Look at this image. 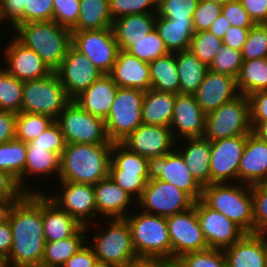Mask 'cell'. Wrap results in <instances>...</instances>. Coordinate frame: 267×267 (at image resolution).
Here are the masks:
<instances>
[{
    "mask_svg": "<svg viewBox=\"0 0 267 267\" xmlns=\"http://www.w3.org/2000/svg\"><path fill=\"white\" fill-rule=\"evenodd\" d=\"M71 101L55 72L24 82L21 112L46 115L56 120Z\"/></svg>",
    "mask_w": 267,
    "mask_h": 267,
    "instance_id": "obj_8",
    "label": "cell"
},
{
    "mask_svg": "<svg viewBox=\"0 0 267 267\" xmlns=\"http://www.w3.org/2000/svg\"><path fill=\"white\" fill-rule=\"evenodd\" d=\"M19 199H0V224H5L9 221V216L12 208Z\"/></svg>",
    "mask_w": 267,
    "mask_h": 267,
    "instance_id": "obj_66",
    "label": "cell"
},
{
    "mask_svg": "<svg viewBox=\"0 0 267 267\" xmlns=\"http://www.w3.org/2000/svg\"><path fill=\"white\" fill-rule=\"evenodd\" d=\"M176 94L149 89L144 93L142 122L146 125L169 127Z\"/></svg>",
    "mask_w": 267,
    "mask_h": 267,
    "instance_id": "obj_34",
    "label": "cell"
},
{
    "mask_svg": "<svg viewBox=\"0 0 267 267\" xmlns=\"http://www.w3.org/2000/svg\"><path fill=\"white\" fill-rule=\"evenodd\" d=\"M254 210V233L267 235V183L251 186Z\"/></svg>",
    "mask_w": 267,
    "mask_h": 267,
    "instance_id": "obj_50",
    "label": "cell"
},
{
    "mask_svg": "<svg viewBox=\"0 0 267 267\" xmlns=\"http://www.w3.org/2000/svg\"><path fill=\"white\" fill-rule=\"evenodd\" d=\"M2 55L6 66L3 63L1 66L23 82L44 78L52 72L34 50L27 48L13 34L4 44Z\"/></svg>",
    "mask_w": 267,
    "mask_h": 267,
    "instance_id": "obj_20",
    "label": "cell"
},
{
    "mask_svg": "<svg viewBox=\"0 0 267 267\" xmlns=\"http://www.w3.org/2000/svg\"><path fill=\"white\" fill-rule=\"evenodd\" d=\"M149 180L159 179L187 193L195 202L202 198L203 188L193 178L180 152L174 148L163 156L148 158Z\"/></svg>",
    "mask_w": 267,
    "mask_h": 267,
    "instance_id": "obj_15",
    "label": "cell"
},
{
    "mask_svg": "<svg viewBox=\"0 0 267 267\" xmlns=\"http://www.w3.org/2000/svg\"><path fill=\"white\" fill-rule=\"evenodd\" d=\"M193 95L201 110L207 115L240 95L237 78L208 70Z\"/></svg>",
    "mask_w": 267,
    "mask_h": 267,
    "instance_id": "obj_23",
    "label": "cell"
},
{
    "mask_svg": "<svg viewBox=\"0 0 267 267\" xmlns=\"http://www.w3.org/2000/svg\"><path fill=\"white\" fill-rule=\"evenodd\" d=\"M65 145L66 143L62 131L58 123L54 121L34 141L28 143L27 147L47 148V151L56 152L61 156Z\"/></svg>",
    "mask_w": 267,
    "mask_h": 267,
    "instance_id": "obj_52",
    "label": "cell"
},
{
    "mask_svg": "<svg viewBox=\"0 0 267 267\" xmlns=\"http://www.w3.org/2000/svg\"><path fill=\"white\" fill-rule=\"evenodd\" d=\"M127 220L138 257L172 259V246L166 217L134 208Z\"/></svg>",
    "mask_w": 267,
    "mask_h": 267,
    "instance_id": "obj_6",
    "label": "cell"
},
{
    "mask_svg": "<svg viewBox=\"0 0 267 267\" xmlns=\"http://www.w3.org/2000/svg\"><path fill=\"white\" fill-rule=\"evenodd\" d=\"M255 24H267V0H239Z\"/></svg>",
    "mask_w": 267,
    "mask_h": 267,
    "instance_id": "obj_60",
    "label": "cell"
},
{
    "mask_svg": "<svg viewBox=\"0 0 267 267\" xmlns=\"http://www.w3.org/2000/svg\"><path fill=\"white\" fill-rule=\"evenodd\" d=\"M221 9L222 6L219 4L199 1L192 17L195 32L208 30L220 15Z\"/></svg>",
    "mask_w": 267,
    "mask_h": 267,
    "instance_id": "obj_53",
    "label": "cell"
},
{
    "mask_svg": "<svg viewBox=\"0 0 267 267\" xmlns=\"http://www.w3.org/2000/svg\"><path fill=\"white\" fill-rule=\"evenodd\" d=\"M200 1H204V2H212V3L219 4V5L223 6V5H225L228 1H231V0H200Z\"/></svg>",
    "mask_w": 267,
    "mask_h": 267,
    "instance_id": "obj_70",
    "label": "cell"
},
{
    "mask_svg": "<svg viewBox=\"0 0 267 267\" xmlns=\"http://www.w3.org/2000/svg\"><path fill=\"white\" fill-rule=\"evenodd\" d=\"M175 148L184 158L186 166L199 185L202 188L208 186L211 142L203 137L184 139L176 142Z\"/></svg>",
    "mask_w": 267,
    "mask_h": 267,
    "instance_id": "obj_30",
    "label": "cell"
},
{
    "mask_svg": "<svg viewBox=\"0 0 267 267\" xmlns=\"http://www.w3.org/2000/svg\"><path fill=\"white\" fill-rule=\"evenodd\" d=\"M250 104V120L252 129L267 120V90L257 91L247 96Z\"/></svg>",
    "mask_w": 267,
    "mask_h": 267,
    "instance_id": "obj_57",
    "label": "cell"
},
{
    "mask_svg": "<svg viewBox=\"0 0 267 267\" xmlns=\"http://www.w3.org/2000/svg\"><path fill=\"white\" fill-rule=\"evenodd\" d=\"M251 132L249 100L240 94L206 115L203 138L212 142Z\"/></svg>",
    "mask_w": 267,
    "mask_h": 267,
    "instance_id": "obj_7",
    "label": "cell"
},
{
    "mask_svg": "<svg viewBox=\"0 0 267 267\" xmlns=\"http://www.w3.org/2000/svg\"><path fill=\"white\" fill-rule=\"evenodd\" d=\"M125 267H165V259L137 257L129 262Z\"/></svg>",
    "mask_w": 267,
    "mask_h": 267,
    "instance_id": "obj_65",
    "label": "cell"
},
{
    "mask_svg": "<svg viewBox=\"0 0 267 267\" xmlns=\"http://www.w3.org/2000/svg\"><path fill=\"white\" fill-rule=\"evenodd\" d=\"M80 0H53V21L72 30L80 15Z\"/></svg>",
    "mask_w": 267,
    "mask_h": 267,
    "instance_id": "obj_51",
    "label": "cell"
},
{
    "mask_svg": "<svg viewBox=\"0 0 267 267\" xmlns=\"http://www.w3.org/2000/svg\"><path fill=\"white\" fill-rule=\"evenodd\" d=\"M201 200L239 226L246 234L254 233L251 186L243 183H212L203 187Z\"/></svg>",
    "mask_w": 267,
    "mask_h": 267,
    "instance_id": "obj_5",
    "label": "cell"
},
{
    "mask_svg": "<svg viewBox=\"0 0 267 267\" xmlns=\"http://www.w3.org/2000/svg\"><path fill=\"white\" fill-rule=\"evenodd\" d=\"M250 28H241L231 26L222 38L223 44L231 47L232 49L242 51L245 44Z\"/></svg>",
    "mask_w": 267,
    "mask_h": 267,
    "instance_id": "obj_61",
    "label": "cell"
},
{
    "mask_svg": "<svg viewBox=\"0 0 267 267\" xmlns=\"http://www.w3.org/2000/svg\"><path fill=\"white\" fill-rule=\"evenodd\" d=\"M172 246V259H179L190 252L208 249L200 228L195 207L166 217Z\"/></svg>",
    "mask_w": 267,
    "mask_h": 267,
    "instance_id": "obj_16",
    "label": "cell"
},
{
    "mask_svg": "<svg viewBox=\"0 0 267 267\" xmlns=\"http://www.w3.org/2000/svg\"><path fill=\"white\" fill-rule=\"evenodd\" d=\"M54 121L46 115L20 112L16 115L15 139L28 144L34 141Z\"/></svg>",
    "mask_w": 267,
    "mask_h": 267,
    "instance_id": "obj_42",
    "label": "cell"
},
{
    "mask_svg": "<svg viewBox=\"0 0 267 267\" xmlns=\"http://www.w3.org/2000/svg\"><path fill=\"white\" fill-rule=\"evenodd\" d=\"M222 251L227 267H267V235L245 234Z\"/></svg>",
    "mask_w": 267,
    "mask_h": 267,
    "instance_id": "obj_26",
    "label": "cell"
},
{
    "mask_svg": "<svg viewBox=\"0 0 267 267\" xmlns=\"http://www.w3.org/2000/svg\"><path fill=\"white\" fill-rule=\"evenodd\" d=\"M231 23L227 20V18L220 13L217 19L212 23L208 31L213 33L216 37L223 38L226 31L231 27Z\"/></svg>",
    "mask_w": 267,
    "mask_h": 267,
    "instance_id": "obj_64",
    "label": "cell"
},
{
    "mask_svg": "<svg viewBox=\"0 0 267 267\" xmlns=\"http://www.w3.org/2000/svg\"><path fill=\"white\" fill-rule=\"evenodd\" d=\"M206 114L194 95L176 94L170 130L175 142L203 137Z\"/></svg>",
    "mask_w": 267,
    "mask_h": 267,
    "instance_id": "obj_21",
    "label": "cell"
},
{
    "mask_svg": "<svg viewBox=\"0 0 267 267\" xmlns=\"http://www.w3.org/2000/svg\"><path fill=\"white\" fill-rule=\"evenodd\" d=\"M121 143L146 158L166 155L176 144L169 127L146 124H141Z\"/></svg>",
    "mask_w": 267,
    "mask_h": 267,
    "instance_id": "obj_22",
    "label": "cell"
},
{
    "mask_svg": "<svg viewBox=\"0 0 267 267\" xmlns=\"http://www.w3.org/2000/svg\"><path fill=\"white\" fill-rule=\"evenodd\" d=\"M157 0H109L113 20L125 15L156 13Z\"/></svg>",
    "mask_w": 267,
    "mask_h": 267,
    "instance_id": "obj_48",
    "label": "cell"
},
{
    "mask_svg": "<svg viewBox=\"0 0 267 267\" xmlns=\"http://www.w3.org/2000/svg\"><path fill=\"white\" fill-rule=\"evenodd\" d=\"M12 246V231L9 221L0 224V252L7 256Z\"/></svg>",
    "mask_w": 267,
    "mask_h": 267,
    "instance_id": "obj_63",
    "label": "cell"
},
{
    "mask_svg": "<svg viewBox=\"0 0 267 267\" xmlns=\"http://www.w3.org/2000/svg\"><path fill=\"white\" fill-rule=\"evenodd\" d=\"M221 13L227 18L232 26L252 28L255 25L254 21L243 8L239 0L228 1L222 6Z\"/></svg>",
    "mask_w": 267,
    "mask_h": 267,
    "instance_id": "obj_56",
    "label": "cell"
},
{
    "mask_svg": "<svg viewBox=\"0 0 267 267\" xmlns=\"http://www.w3.org/2000/svg\"><path fill=\"white\" fill-rule=\"evenodd\" d=\"M16 113L0 111V144L15 139Z\"/></svg>",
    "mask_w": 267,
    "mask_h": 267,
    "instance_id": "obj_62",
    "label": "cell"
},
{
    "mask_svg": "<svg viewBox=\"0 0 267 267\" xmlns=\"http://www.w3.org/2000/svg\"><path fill=\"white\" fill-rule=\"evenodd\" d=\"M144 93L138 89L118 87L110 112L105 120L106 133L110 142L121 143L143 124Z\"/></svg>",
    "mask_w": 267,
    "mask_h": 267,
    "instance_id": "obj_9",
    "label": "cell"
},
{
    "mask_svg": "<svg viewBox=\"0 0 267 267\" xmlns=\"http://www.w3.org/2000/svg\"><path fill=\"white\" fill-rule=\"evenodd\" d=\"M12 34L27 48L34 50L53 72L71 46V30L55 21L18 24Z\"/></svg>",
    "mask_w": 267,
    "mask_h": 267,
    "instance_id": "obj_4",
    "label": "cell"
},
{
    "mask_svg": "<svg viewBox=\"0 0 267 267\" xmlns=\"http://www.w3.org/2000/svg\"><path fill=\"white\" fill-rule=\"evenodd\" d=\"M252 133L261 140L267 142V120L259 122L253 129Z\"/></svg>",
    "mask_w": 267,
    "mask_h": 267,
    "instance_id": "obj_67",
    "label": "cell"
},
{
    "mask_svg": "<svg viewBox=\"0 0 267 267\" xmlns=\"http://www.w3.org/2000/svg\"><path fill=\"white\" fill-rule=\"evenodd\" d=\"M154 29L170 53L189 50L195 33L193 19L171 20L157 15Z\"/></svg>",
    "mask_w": 267,
    "mask_h": 267,
    "instance_id": "obj_33",
    "label": "cell"
},
{
    "mask_svg": "<svg viewBox=\"0 0 267 267\" xmlns=\"http://www.w3.org/2000/svg\"><path fill=\"white\" fill-rule=\"evenodd\" d=\"M238 182L249 186L267 183V142L252 132L247 134L238 168Z\"/></svg>",
    "mask_w": 267,
    "mask_h": 267,
    "instance_id": "obj_27",
    "label": "cell"
},
{
    "mask_svg": "<svg viewBox=\"0 0 267 267\" xmlns=\"http://www.w3.org/2000/svg\"><path fill=\"white\" fill-rule=\"evenodd\" d=\"M55 121L66 144H113L108 139L105 121L83 110L73 100Z\"/></svg>",
    "mask_w": 267,
    "mask_h": 267,
    "instance_id": "obj_11",
    "label": "cell"
},
{
    "mask_svg": "<svg viewBox=\"0 0 267 267\" xmlns=\"http://www.w3.org/2000/svg\"><path fill=\"white\" fill-rule=\"evenodd\" d=\"M98 222L85 226L86 242L93 249L101 266L125 267L138 257L133 246L130 226L125 218L99 219Z\"/></svg>",
    "mask_w": 267,
    "mask_h": 267,
    "instance_id": "obj_2",
    "label": "cell"
},
{
    "mask_svg": "<svg viewBox=\"0 0 267 267\" xmlns=\"http://www.w3.org/2000/svg\"><path fill=\"white\" fill-rule=\"evenodd\" d=\"M100 264L93 249L87 242L71 256L62 267H99Z\"/></svg>",
    "mask_w": 267,
    "mask_h": 267,
    "instance_id": "obj_58",
    "label": "cell"
},
{
    "mask_svg": "<svg viewBox=\"0 0 267 267\" xmlns=\"http://www.w3.org/2000/svg\"><path fill=\"white\" fill-rule=\"evenodd\" d=\"M222 44V39L208 30L199 31L192 36L189 50L209 67Z\"/></svg>",
    "mask_w": 267,
    "mask_h": 267,
    "instance_id": "obj_44",
    "label": "cell"
},
{
    "mask_svg": "<svg viewBox=\"0 0 267 267\" xmlns=\"http://www.w3.org/2000/svg\"><path fill=\"white\" fill-rule=\"evenodd\" d=\"M52 191L45 193L62 210L77 219L83 226L97 222V210L95 203V190L91 184L74 183L68 181H56ZM48 192V193H47Z\"/></svg>",
    "mask_w": 267,
    "mask_h": 267,
    "instance_id": "obj_13",
    "label": "cell"
},
{
    "mask_svg": "<svg viewBox=\"0 0 267 267\" xmlns=\"http://www.w3.org/2000/svg\"><path fill=\"white\" fill-rule=\"evenodd\" d=\"M112 144H66L58 181L95 185L109 176Z\"/></svg>",
    "mask_w": 267,
    "mask_h": 267,
    "instance_id": "obj_3",
    "label": "cell"
},
{
    "mask_svg": "<svg viewBox=\"0 0 267 267\" xmlns=\"http://www.w3.org/2000/svg\"><path fill=\"white\" fill-rule=\"evenodd\" d=\"M79 10L77 25L71 31L111 28L109 0H80Z\"/></svg>",
    "mask_w": 267,
    "mask_h": 267,
    "instance_id": "obj_38",
    "label": "cell"
},
{
    "mask_svg": "<svg viewBox=\"0 0 267 267\" xmlns=\"http://www.w3.org/2000/svg\"><path fill=\"white\" fill-rule=\"evenodd\" d=\"M109 75L118 87L133 88L143 92L151 89L149 63L139 60L128 51L119 50Z\"/></svg>",
    "mask_w": 267,
    "mask_h": 267,
    "instance_id": "obj_28",
    "label": "cell"
},
{
    "mask_svg": "<svg viewBox=\"0 0 267 267\" xmlns=\"http://www.w3.org/2000/svg\"><path fill=\"white\" fill-rule=\"evenodd\" d=\"M165 267H184V265L178 259H165Z\"/></svg>",
    "mask_w": 267,
    "mask_h": 267,
    "instance_id": "obj_68",
    "label": "cell"
},
{
    "mask_svg": "<svg viewBox=\"0 0 267 267\" xmlns=\"http://www.w3.org/2000/svg\"><path fill=\"white\" fill-rule=\"evenodd\" d=\"M109 176L137 201L149 181L148 158L131 152L122 143H113Z\"/></svg>",
    "mask_w": 267,
    "mask_h": 267,
    "instance_id": "obj_10",
    "label": "cell"
},
{
    "mask_svg": "<svg viewBox=\"0 0 267 267\" xmlns=\"http://www.w3.org/2000/svg\"><path fill=\"white\" fill-rule=\"evenodd\" d=\"M241 54L243 60L267 58V24H255L250 28Z\"/></svg>",
    "mask_w": 267,
    "mask_h": 267,
    "instance_id": "obj_47",
    "label": "cell"
},
{
    "mask_svg": "<svg viewBox=\"0 0 267 267\" xmlns=\"http://www.w3.org/2000/svg\"><path fill=\"white\" fill-rule=\"evenodd\" d=\"M194 200L176 186L159 179L149 180L136 201L138 209L157 216L168 217L184 212L194 205Z\"/></svg>",
    "mask_w": 267,
    "mask_h": 267,
    "instance_id": "obj_12",
    "label": "cell"
},
{
    "mask_svg": "<svg viewBox=\"0 0 267 267\" xmlns=\"http://www.w3.org/2000/svg\"><path fill=\"white\" fill-rule=\"evenodd\" d=\"M156 13L125 15L112 21V31L119 49L127 51L155 28Z\"/></svg>",
    "mask_w": 267,
    "mask_h": 267,
    "instance_id": "obj_32",
    "label": "cell"
},
{
    "mask_svg": "<svg viewBox=\"0 0 267 267\" xmlns=\"http://www.w3.org/2000/svg\"><path fill=\"white\" fill-rule=\"evenodd\" d=\"M151 89L161 92L180 94V79L178 76L175 53L157 58L149 63Z\"/></svg>",
    "mask_w": 267,
    "mask_h": 267,
    "instance_id": "obj_36",
    "label": "cell"
},
{
    "mask_svg": "<svg viewBox=\"0 0 267 267\" xmlns=\"http://www.w3.org/2000/svg\"><path fill=\"white\" fill-rule=\"evenodd\" d=\"M246 142L247 135L211 142L210 184L238 182V168Z\"/></svg>",
    "mask_w": 267,
    "mask_h": 267,
    "instance_id": "obj_17",
    "label": "cell"
},
{
    "mask_svg": "<svg viewBox=\"0 0 267 267\" xmlns=\"http://www.w3.org/2000/svg\"><path fill=\"white\" fill-rule=\"evenodd\" d=\"M127 51L147 63L170 53L155 29L140 41L133 42V45Z\"/></svg>",
    "mask_w": 267,
    "mask_h": 267,
    "instance_id": "obj_43",
    "label": "cell"
},
{
    "mask_svg": "<svg viewBox=\"0 0 267 267\" xmlns=\"http://www.w3.org/2000/svg\"><path fill=\"white\" fill-rule=\"evenodd\" d=\"M27 156V144L13 139L0 144V171L11 175L22 189V173Z\"/></svg>",
    "mask_w": 267,
    "mask_h": 267,
    "instance_id": "obj_40",
    "label": "cell"
},
{
    "mask_svg": "<svg viewBox=\"0 0 267 267\" xmlns=\"http://www.w3.org/2000/svg\"><path fill=\"white\" fill-rule=\"evenodd\" d=\"M24 194L11 175L0 171V199H20Z\"/></svg>",
    "mask_w": 267,
    "mask_h": 267,
    "instance_id": "obj_59",
    "label": "cell"
},
{
    "mask_svg": "<svg viewBox=\"0 0 267 267\" xmlns=\"http://www.w3.org/2000/svg\"><path fill=\"white\" fill-rule=\"evenodd\" d=\"M118 86L109 74H103L89 88L73 99L83 110L106 120Z\"/></svg>",
    "mask_w": 267,
    "mask_h": 267,
    "instance_id": "obj_29",
    "label": "cell"
},
{
    "mask_svg": "<svg viewBox=\"0 0 267 267\" xmlns=\"http://www.w3.org/2000/svg\"><path fill=\"white\" fill-rule=\"evenodd\" d=\"M242 63L241 51L222 44L215 54L213 62L209 65V70L238 78Z\"/></svg>",
    "mask_w": 267,
    "mask_h": 267,
    "instance_id": "obj_45",
    "label": "cell"
},
{
    "mask_svg": "<svg viewBox=\"0 0 267 267\" xmlns=\"http://www.w3.org/2000/svg\"><path fill=\"white\" fill-rule=\"evenodd\" d=\"M0 267H9L7 257L0 252Z\"/></svg>",
    "mask_w": 267,
    "mask_h": 267,
    "instance_id": "obj_69",
    "label": "cell"
},
{
    "mask_svg": "<svg viewBox=\"0 0 267 267\" xmlns=\"http://www.w3.org/2000/svg\"><path fill=\"white\" fill-rule=\"evenodd\" d=\"M71 45L83 53L102 74L111 73L120 50L112 28L71 31Z\"/></svg>",
    "mask_w": 267,
    "mask_h": 267,
    "instance_id": "obj_14",
    "label": "cell"
},
{
    "mask_svg": "<svg viewBox=\"0 0 267 267\" xmlns=\"http://www.w3.org/2000/svg\"><path fill=\"white\" fill-rule=\"evenodd\" d=\"M193 206L209 248L223 250L246 234L234 222L208 207L201 199L194 202Z\"/></svg>",
    "mask_w": 267,
    "mask_h": 267,
    "instance_id": "obj_19",
    "label": "cell"
},
{
    "mask_svg": "<svg viewBox=\"0 0 267 267\" xmlns=\"http://www.w3.org/2000/svg\"><path fill=\"white\" fill-rule=\"evenodd\" d=\"M178 260L184 267H227L223 251L213 248L186 253Z\"/></svg>",
    "mask_w": 267,
    "mask_h": 267,
    "instance_id": "obj_49",
    "label": "cell"
},
{
    "mask_svg": "<svg viewBox=\"0 0 267 267\" xmlns=\"http://www.w3.org/2000/svg\"><path fill=\"white\" fill-rule=\"evenodd\" d=\"M200 0H157L156 15L171 20L192 19Z\"/></svg>",
    "mask_w": 267,
    "mask_h": 267,
    "instance_id": "obj_46",
    "label": "cell"
},
{
    "mask_svg": "<svg viewBox=\"0 0 267 267\" xmlns=\"http://www.w3.org/2000/svg\"><path fill=\"white\" fill-rule=\"evenodd\" d=\"M25 0L0 1V25L8 24V29H14L18 24H24ZM8 22V23H7Z\"/></svg>",
    "mask_w": 267,
    "mask_h": 267,
    "instance_id": "obj_54",
    "label": "cell"
},
{
    "mask_svg": "<svg viewBox=\"0 0 267 267\" xmlns=\"http://www.w3.org/2000/svg\"><path fill=\"white\" fill-rule=\"evenodd\" d=\"M174 53L180 79V94L193 95L204 80L209 67L190 50Z\"/></svg>",
    "mask_w": 267,
    "mask_h": 267,
    "instance_id": "obj_35",
    "label": "cell"
},
{
    "mask_svg": "<svg viewBox=\"0 0 267 267\" xmlns=\"http://www.w3.org/2000/svg\"><path fill=\"white\" fill-rule=\"evenodd\" d=\"M93 187L97 221L99 218H125L134 210L133 208H136V200L119 187L110 176L100 180Z\"/></svg>",
    "mask_w": 267,
    "mask_h": 267,
    "instance_id": "obj_25",
    "label": "cell"
},
{
    "mask_svg": "<svg viewBox=\"0 0 267 267\" xmlns=\"http://www.w3.org/2000/svg\"><path fill=\"white\" fill-rule=\"evenodd\" d=\"M60 158L61 156L58 153L47 151V148L27 147L26 162L22 173V190L25 193H44L43 190L34 189L31 185L32 183L28 182L33 181L36 177L38 179V186H46V181L50 179L52 181L53 178L54 180H58L60 174Z\"/></svg>",
    "mask_w": 267,
    "mask_h": 267,
    "instance_id": "obj_24",
    "label": "cell"
},
{
    "mask_svg": "<svg viewBox=\"0 0 267 267\" xmlns=\"http://www.w3.org/2000/svg\"><path fill=\"white\" fill-rule=\"evenodd\" d=\"M12 246L6 256L9 267H41L45 235L42 220V193H25L9 216Z\"/></svg>",
    "mask_w": 267,
    "mask_h": 267,
    "instance_id": "obj_1",
    "label": "cell"
},
{
    "mask_svg": "<svg viewBox=\"0 0 267 267\" xmlns=\"http://www.w3.org/2000/svg\"><path fill=\"white\" fill-rule=\"evenodd\" d=\"M237 87L240 94L245 96L267 90V58L243 60Z\"/></svg>",
    "mask_w": 267,
    "mask_h": 267,
    "instance_id": "obj_39",
    "label": "cell"
},
{
    "mask_svg": "<svg viewBox=\"0 0 267 267\" xmlns=\"http://www.w3.org/2000/svg\"><path fill=\"white\" fill-rule=\"evenodd\" d=\"M54 72L71 100L103 75L83 53L76 50L72 45L60 66Z\"/></svg>",
    "mask_w": 267,
    "mask_h": 267,
    "instance_id": "obj_18",
    "label": "cell"
},
{
    "mask_svg": "<svg viewBox=\"0 0 267 267\" xmlns=\"http://www.w3.org/2000/svg\"><path fill=\"white\" fill-rule=\"evenodd\" d=\"M24 82L0 65V111L21 112Z\"/></svg>",
    "mask_w": 267,
    "mask_h": 267,
    "instance_id": "obj_41",
    "label": "cell"
},
{
    "mask_svg": "<svg viewBox=\"0 0 267 267\" xmlns=\"http://www.w3.org/2000/svg\"><path fill=\"white\" fill-rule=\"evenodd\" d=\"M86 239V227L83 226L67 239L46 242L41 267H62L86 243Z\"/></svg>",
    "mask_w": 267,
    "mask_h": 267,
    "instance_id": "obj_37",
    "label": "cell"
},
{
    "mask_svg": "<svg viewBox=\"0 0 267 267\" xmlns=\"http://www.w3.org/2000/svg\"><path fill=\"white\" fill-rule=\"evenodd\" d=\"M24 23L53 21V0H25Z\"/></svg>",
    "mask_w": 267,
    "mask_h": 267,
    "instance_id": "obj_55",
    "label": "cell"
},
{
    "mask_svg": "<svg viewBox=\"0 0 267 267\" xmlns=\"http://www.w3.org/2000/svg\"><path fill=\"white\" fill-rule=\"evenodd\" d=\"M42 220L45 242L64 240L75 235L83 225L42 193Z\"/></svg>",
    "mask_w": 267,
    "mask_h": 267,
    "instance_id": "obj_31",
    "label": "cell"
}]
</instances>
